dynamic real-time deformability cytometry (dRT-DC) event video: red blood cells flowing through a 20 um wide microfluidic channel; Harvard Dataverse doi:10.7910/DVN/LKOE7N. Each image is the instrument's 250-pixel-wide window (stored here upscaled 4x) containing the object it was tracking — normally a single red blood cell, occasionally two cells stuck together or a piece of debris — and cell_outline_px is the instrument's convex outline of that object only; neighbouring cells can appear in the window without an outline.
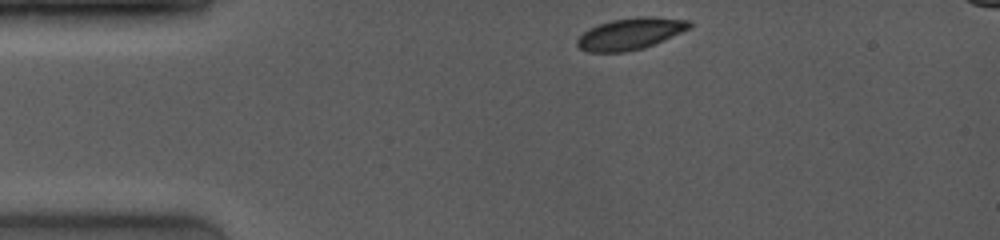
{"species": "common noctule bat (a hibernating species)", "species_latin": "Nyctalus noctula", "temperature_condition": "room temperature", "stored_images_in_passage": 23, "camera_frame_rate_fps": 4000, "um_per_image_px": 0.085, "animal": {"sex": "female", "body_mass_g": 19.0, "forearm_length_mm": 53.3}, "frame": {"image": 1, "passage_image": 1, "time_ms": 0.0, "image_size_px": [1000, 240], "cell_outline_px": [[692, 28], [644, 48], [624, 52], [588, 52], [580, 48], [576, 44], [576, 40], [588, 28], [612, 20], [636, 16], [656, 16], [692, 20]], "centroid_in_image_um": [53.63, 2.85], "position_along_channel_um": 31.4, "area_um2": 20.92}}
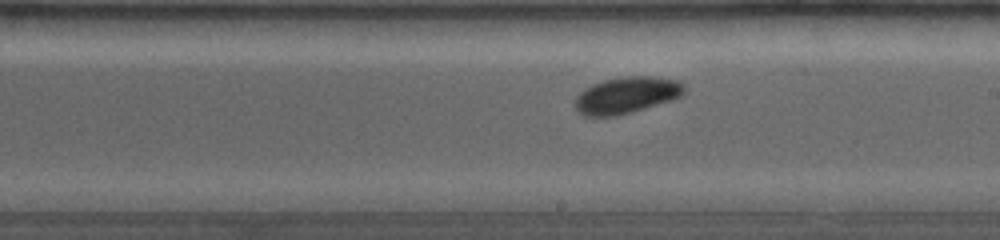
{"frame": {"image": 2, "passage_image": 17, "time_ms": 6.25, "image_size_px": [1000, 240], "cell_outline_px": [[684, 92], [680, 96], [672, 100], [632, 112], [616, 116], [584, 116], [576, 108], [576, 96], [584, 88], [592, 84], [604, 80], [628, 76], [652, 76], [680, 80], [684, 84]], "centroid_in_image_um": [53.28, 8.08], "position_along_channel_um": 235.7, "area_um2": 23.24}}
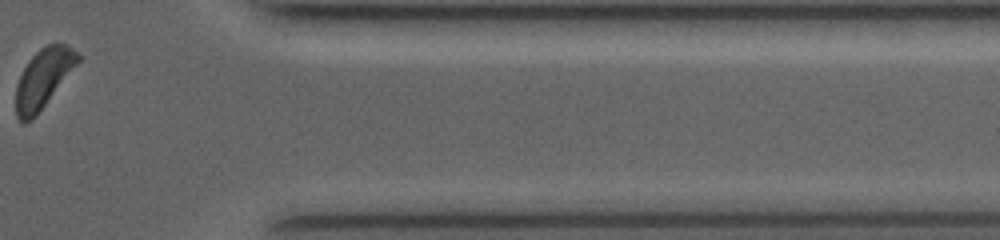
{"frame": {"image": 3, "passage_image": 23, "time_ms": 10.75, "image_size_px": [1000, 240], "cell_outline_px": [[80, 60], [36, 116], [32, 120], [24, 124], [16, 116], [16, 84], [28, 60], [40, 48], [48, 44], [64, 44], [72, 48], [80, 56]], "centroid_in_image_um": [3.66, 6.68], "position_along_channel_um": 407.7, "area_um2": 21.04}, "authors_computed_cell_mechanics": {"area_um2": 22.7154, "velocity_mm_per_s": 4.0508, "shape_relaxation_time_tau1_ms": 1.425, "shape_relaxation_time_tau2_ms": null, "deformation_change_tau1": 0.0987, "deformation_change_tau2": null}}